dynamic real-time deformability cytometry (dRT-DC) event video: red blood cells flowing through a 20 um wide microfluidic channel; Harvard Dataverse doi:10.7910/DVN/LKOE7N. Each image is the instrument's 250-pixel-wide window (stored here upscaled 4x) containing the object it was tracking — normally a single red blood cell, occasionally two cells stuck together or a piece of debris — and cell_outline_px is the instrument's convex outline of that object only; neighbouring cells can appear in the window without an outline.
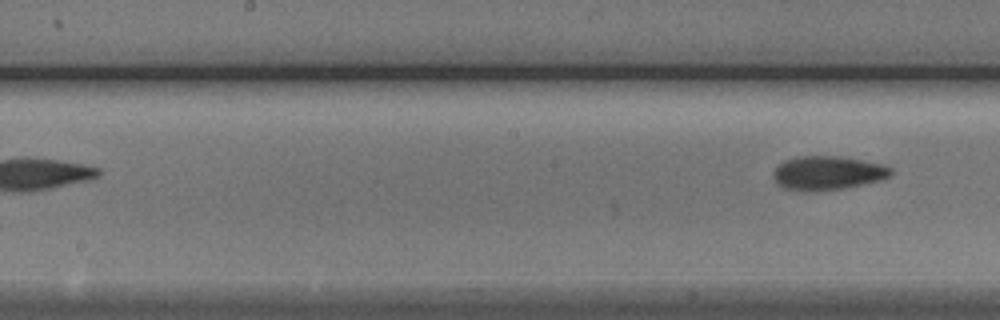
{"species": "Egyptian fruit bat (a non-hibernating species)", "species_latin": "Rousettus aegyptiacus", "temperature_condition": "cold", "stored_images_in_passage": 7, "segment_of_instrument_passage": [2, 2], "camera_frame_rate_fps": 3000, "um_per_image_px": 0.085, "animal": {"sex": "male"}, "frame": {"image": 1, "passage_image": 7, "time_ms": 7.0, "image_size_px": [1000, 320], "cell_outline_px": [[892, 172], [888, 176], [880, 180], [840, 188], [804, 192], [784, 188], [776, 184], [772, 176], [772, 172], [784, 160], [800, 156], [840, 156], [884, 164], [892, 168]], "centroid_in_image_um": [70.3, 14.69], "position_along_channel_um": 177.9, "area_um2": 23.12}}